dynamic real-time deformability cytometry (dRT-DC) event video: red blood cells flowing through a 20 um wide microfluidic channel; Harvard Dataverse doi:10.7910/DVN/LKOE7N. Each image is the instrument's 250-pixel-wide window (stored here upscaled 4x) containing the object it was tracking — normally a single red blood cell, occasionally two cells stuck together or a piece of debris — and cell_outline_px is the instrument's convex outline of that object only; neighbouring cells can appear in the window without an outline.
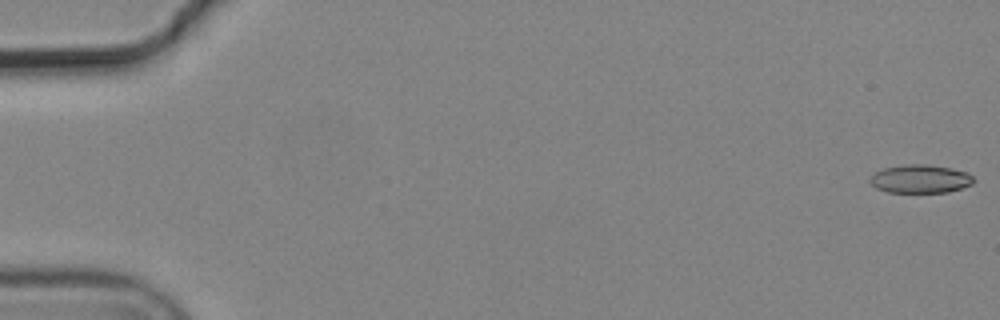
{"species": "common noctule bat (a hibernating species)", "species_latin": "Nyctalus noctula", "temperature_condition": "cold", "stored_images_in_passage": 5, "camera_frame_rate_fps": 3000, "um_per_image_px": 0.085, "animal": {"sex": "male", "body_mass_g": 19.2, "forearm_length_mm": 51.8}, "frame": {"image": 1, "passage_image": 1, "time_ms": 0.0, "image_size_px": [1000, 320], "cell_outline_px": [[972, 184], [948, 192], [888, 192], [876, 188], [868, 180], [872, 172], [884, 168], [904, 164], [924, 164], [952, 168], [968, 172], [972, 176]], "centroid_in_image_um": [78.18, 15.19], "position_along_channel_um": 6.8, "area_um2": 17.17}}
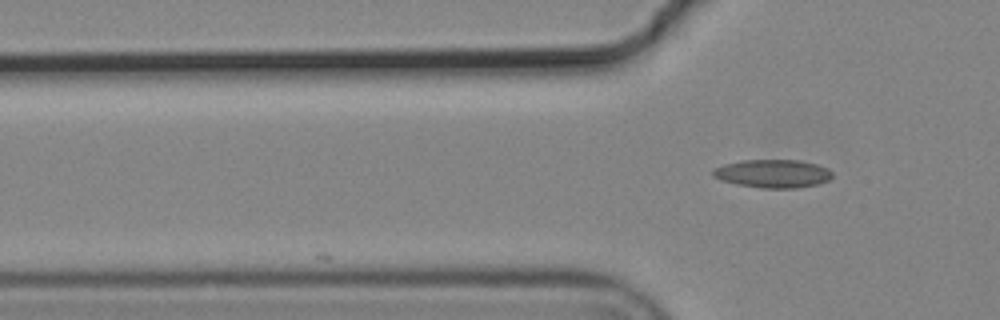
{"frame": {"image": 2, "passage_image": 5, "time_ms": 1.333, "image_size_px": [1000, 320], "cell_outline_px": [[832, 176], [828, 180], [816, 184], [796, 188], [764, 188], [736, 184], [720, 180], [712, 176], [712, 168], [724, 164], [744, 160], [796, 160], [816, 164], [828, 168], [832, 172]], "centroid_in_image_um": [65.65, 14.75], "position_along_channel_um": 60.1, "area_um2": 19.59}}